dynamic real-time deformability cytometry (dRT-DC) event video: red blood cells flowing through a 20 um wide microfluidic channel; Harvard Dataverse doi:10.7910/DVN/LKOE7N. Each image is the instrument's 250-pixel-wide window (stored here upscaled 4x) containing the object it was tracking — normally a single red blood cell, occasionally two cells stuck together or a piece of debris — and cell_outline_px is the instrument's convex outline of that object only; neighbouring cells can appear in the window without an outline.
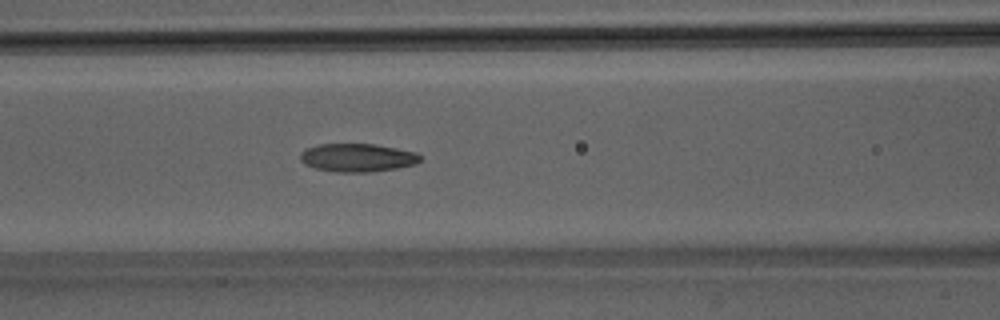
{"species": "Egyptian fruit bat (a non-hibernating species)", "species_latin": "Rousettus aegyptiacus", "temperature_condition": "room temperature", "stored_images_in_passage": 51, "camera_frame_rate_fps": 3000, "um_per_image_px": 0.085, "animal": {"sex": "male"}, "frame": {"image": 1, "passage_image": 22, "time_ms": 7.0, "image_size_px": [1000, 320], "cell_outline_px": [[420, 160], [416, 164], [396, 168], [368, 172], [336, 172], [316, 168], [304, 164], [300, 160], [300, 152], [304, 148], [320, 144], [376, 144], [416, 152], [420, 156]], "centroid_in_image_um": [30.35, 13.39], "position_along_channel_um": 136.3, "area_um2": 19.77}}
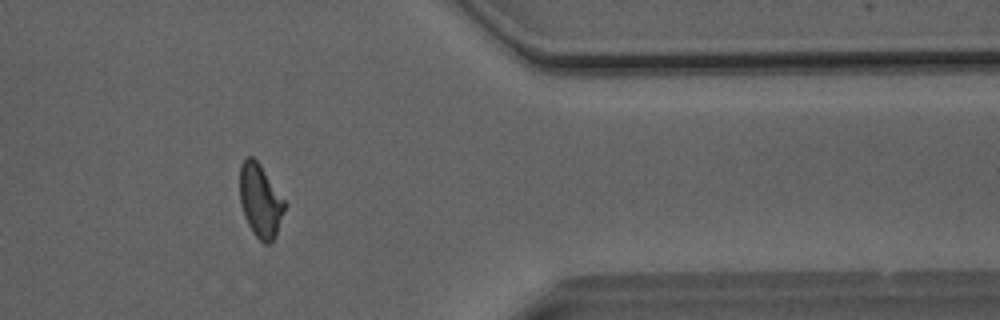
{"frame": {"image": 2, "passage_image": 42, "time_ms": 13.667, "image_size_px": [1000, 320], "cell_outline_px": [[288, 204], [276, 236], [268, 244], [264, 244], [252, 232], [244, 216], [240, 204], [240, 164], [244, 156], [252, 156], [260, 164]], "centroid_in_image_um": [22.14, 17.05], "position_along_channel_um": 389.3, "area_um2": 19.54}}
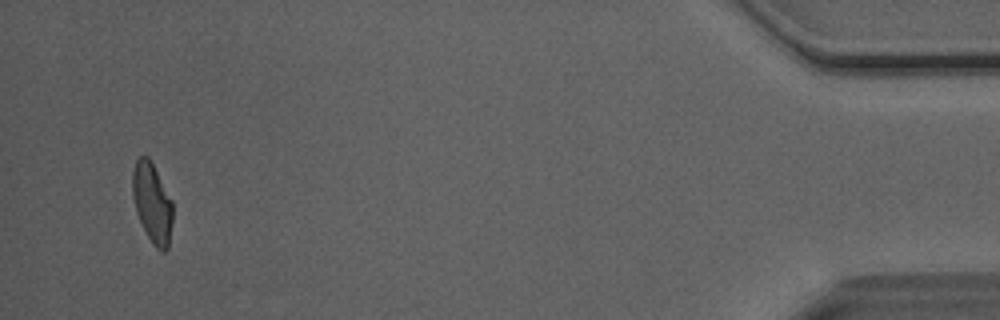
{"frame": {"image": 3, "passage_image": 49, "time_ms": 16.0, "image_size_px": [1000, 320], "cell_outline_px": [[172, 224], [168, 248], [164, 252], [160, 252], [152, 244], [136, 212], [132, 196], [132, 172], [136, 160], [140, 156], [148, 156], [172, 200]], "centroid_in_image_um": [12.93, 17.26], "position_along_channel_um": 422.3, "area_um2": 18.67}, "authors_computed_cell_mechanics": {"area_um2": 19.7676, "velocity_mm_per_s": 4.0704, "shape_relaxation_time_tau1_ms": 6.8843, "shape_relaxation_time_tau2_ms": 2.3554, "deformation_change_tau1": 0.1824, "deformation_change_tau2": 0.0965}}